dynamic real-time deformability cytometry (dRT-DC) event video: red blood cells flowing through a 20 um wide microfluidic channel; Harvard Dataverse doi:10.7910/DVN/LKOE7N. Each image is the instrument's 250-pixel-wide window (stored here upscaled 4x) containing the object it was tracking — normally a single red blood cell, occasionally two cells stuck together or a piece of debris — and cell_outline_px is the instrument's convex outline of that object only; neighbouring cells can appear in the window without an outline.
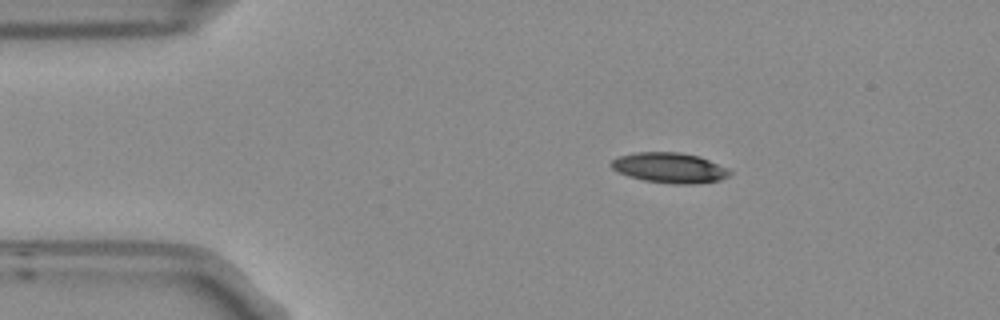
{"species": "Egyptian fruit bat (a non-hibernating species)", "species_latin": "Rousettus aegyptiacus", "temperature_condition": "room temperature", "stored_images_in_passage": 5, "camera_frame_rate_fps": 3000, "um_per_image_px": 0.085, "frame": {"image": 1, "passage_image": 2, "time_ms": 0.333, "image_size_px": [1000, 320], "cell_outline_px": [[732, 172], [728, 176], [720, 180], [692, 184], [676, 184], [644, 180], [628, 176], [612, 168], [608, 164], [612, 160], [620, 156], [636, 152], [680, 152], [700, 156], [728, 168]], "centroid_in_image_um": [56.93, 14.25], "position_along_channel_um": 28.1, "area_um2": 20.87}}
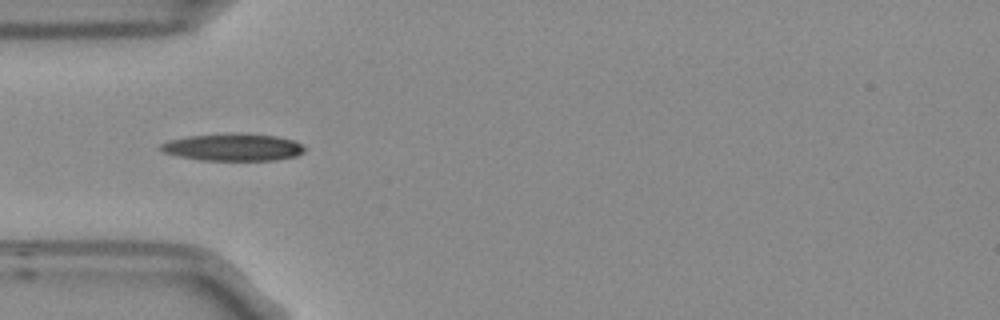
{"frame": {"image": 2, "passage_image": 4, "time_ms": 1.0, "image_size_px": [1000, 320], "cell_outline_px": [[304, 152], [296, 156], [276, 160], [200, 160], [180, 156], [164, 152], [160, 148], [160, 144], [172, 140], [188, 136], [232, 132], [276, 136], [292, 140], [300, 144], [304, 148]], "centroid_in_image_um": [19.82, 12.51], "position_along_channel_um": 65.2, "area_um2": 22.72}}